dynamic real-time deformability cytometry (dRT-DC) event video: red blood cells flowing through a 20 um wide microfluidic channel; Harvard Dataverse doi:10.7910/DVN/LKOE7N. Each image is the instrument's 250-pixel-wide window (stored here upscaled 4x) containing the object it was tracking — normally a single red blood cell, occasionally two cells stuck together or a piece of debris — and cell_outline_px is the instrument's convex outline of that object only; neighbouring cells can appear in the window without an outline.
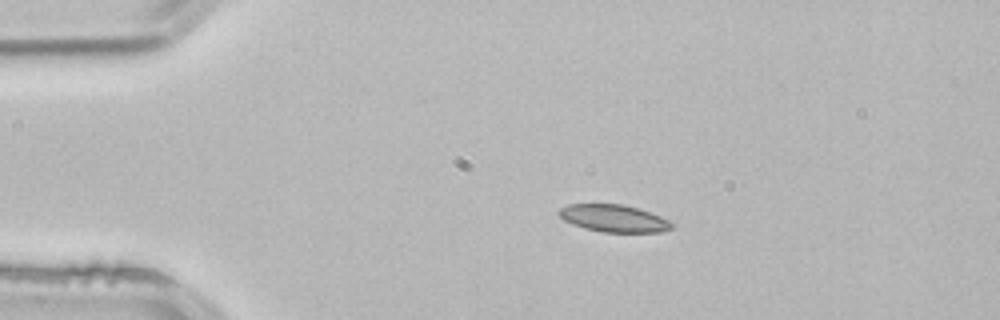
{"species": "common noctule bat (a hibernating species)", "species_latin": "Nyctalus noctula", "temperature_condition": "room temperature", "stored_images_in_passage": 2, "camera_frame_rate_fps": 3000, "um_per_image_px": 0.085, "animal": {"sex": "male", "body_mass_g": 21.5, "forearm_length_mm": 52.0}, "frame": {"image": 1, "passage_image": 1, "time_ms": 0.0, "image_size_px": [1000, 320], "cell_outline_px": [[676, 224], [672, 228], [660, 232], [604, 232], [584, 228], [572, 224], [564, 220], [556, 212], [560, 208], [568, 204], [620, 204], [636, 208], [660, 216]], "centroid_in_image_um": [52.15, 18.56], "position_along_channel_um": 32.8, "area_um2": 17.86}}
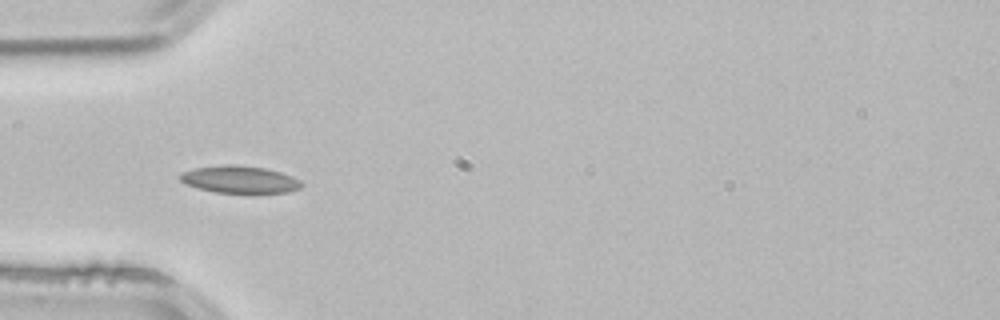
{"frame": {"image": 2, "passage_image": 2, "time_ms": 0.333, "image_size_px": [1000, 320], "cell_outline_px": [[304, 184], [300, 188], [288, 192], [252, 196], [216, 192], [200, 188], [188, 184], [180, 180], [180, 172], [196, 168], [228, 164], [232, 164], [264, 168], [280, 172], [300, 180]], "centroid_in_image_um": [20.44, 15.31], "position_along_channel_um": 64.6, "area_um2": 19.88}}